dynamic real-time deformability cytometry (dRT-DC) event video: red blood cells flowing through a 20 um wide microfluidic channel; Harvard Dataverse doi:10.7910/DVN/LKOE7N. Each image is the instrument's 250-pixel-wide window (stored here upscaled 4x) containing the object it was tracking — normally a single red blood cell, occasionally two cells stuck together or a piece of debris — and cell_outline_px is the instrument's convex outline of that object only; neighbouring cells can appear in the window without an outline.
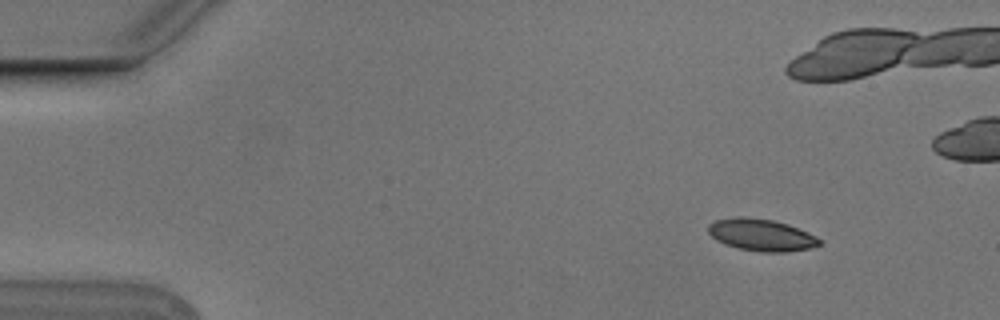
{"species": "Egyptian fruit bat (a non-hibernating species)", "species_latin": "Rousettus aegyptiacus", "temperature_condition": "cold", "stored_images_in_passage": 8, "camera_frame_rate_fps": 3000, "um_per_image_px": 0.085, "animal": {"sex": "male"}, "frame": {"image": 1, "passage_image": 1, "time_ms": 0.0, "image_size_px": [1000, 320], "cell_outline_px": [[824, 240], [820, 244], [812, 248], [788, 252], [760, 252], [736, 248], [724, 244], [716, 240], [708, 232], [708, 224], [716, 220], [740, 216], [744, 216], [772, 220], [788, 224], [808, 232]], "centroid_in_image_um": [64.73, 19.98], "position_along_channel_um": 20.3, "area_um2": 20.98}}
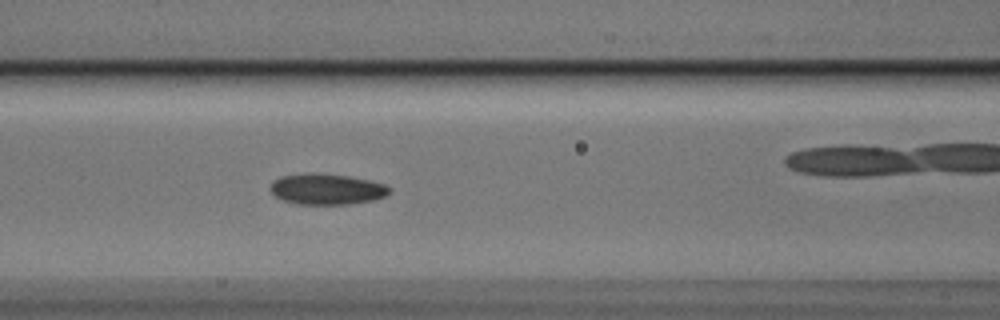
{"frame": {"image": 2, "passage_image": 6, "time_ms": 1.667, "image_size_px": [1000, 320], "cell_outline_px": [[392, 192], [384, 196], [372, 200], [348, 204], [296, 204], [284, 200], [276, 196], [268, 188], [272, 180], [280, 176], [308, 172], [312, 172], [348, 176], [368, 180], [384, 184], [392, 188]], "centroid_in_image_um": [27.74, 16.06], "position_along_channel_um": 138.9, "area_um2": 21.56}}